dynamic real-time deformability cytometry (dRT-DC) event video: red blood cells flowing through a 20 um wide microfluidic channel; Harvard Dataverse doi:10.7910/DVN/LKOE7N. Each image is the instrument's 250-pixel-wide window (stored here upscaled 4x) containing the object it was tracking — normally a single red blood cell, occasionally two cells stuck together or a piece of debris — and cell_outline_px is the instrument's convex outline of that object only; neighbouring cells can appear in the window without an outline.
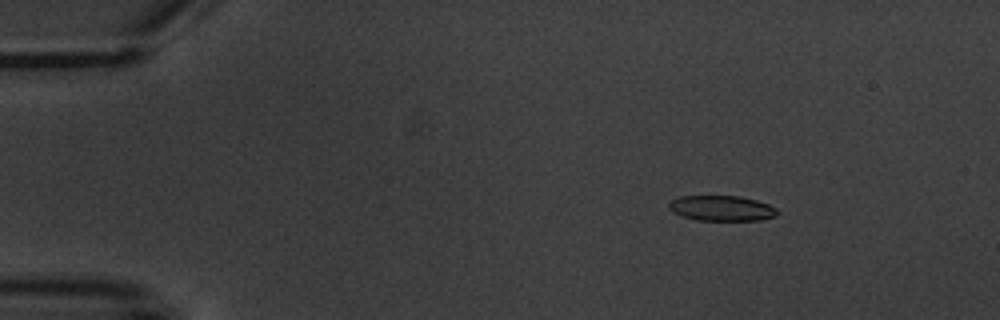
{"species": "common noctule bat (a hibernating species)", "species_latin": "Nyctalus noctula", "temperature_condition": "warm", "stored_images_in_passage": 5, "camera_frame_rate_fps": 3000, "um_per_image_px": 0.085, "animal": {"sex": "male", "body_mass_g": 20.1, "forearm_length_mm": 53.5}, "frame": {"image": 1, "passage_image": 2, "time_ms": 1.0, "image_size_px": [1000, 320], "cell_outline_px": [[780, 212], [776, 216], [760, 220], [696, 220], [672, 212], [668, 208], [668, 204], [672, 200], [680, 196], [740, 196], [756, 200], [768, 204], [776, 208]], "centroid_in_image_um": [61.35, 17.7], "position_along_channel_um": 23.6, "area_um2": 16.01}}
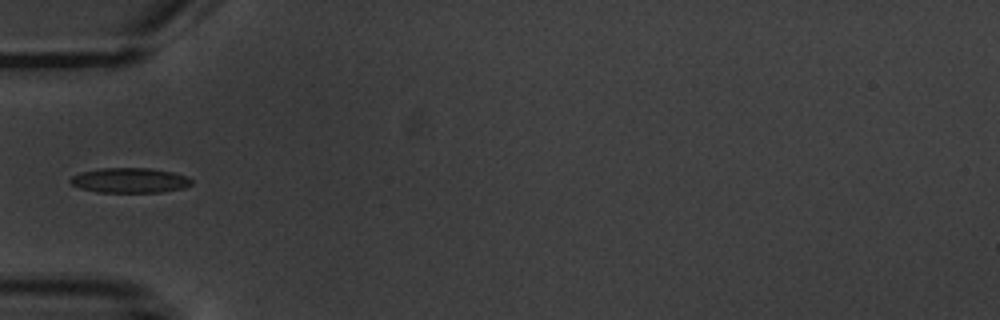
{"frame": {"image": 2, "passage_image": 5, "time_ms": 4.667, "image_size_px": [1000, 320], "cell_outline_px": [[192, 184], [184, 188], [160, 192], [96, 192], [80, 188], [72, 184], [68, 180], [72, 176], [80, 172], [100, 168], [152, 168], [172, 172], [188, 176], [192, 180]], "centroid_in_image_um": [11.03, 15.32], "position_along_channel_um": 74.0, "area_um2": 17.74}}